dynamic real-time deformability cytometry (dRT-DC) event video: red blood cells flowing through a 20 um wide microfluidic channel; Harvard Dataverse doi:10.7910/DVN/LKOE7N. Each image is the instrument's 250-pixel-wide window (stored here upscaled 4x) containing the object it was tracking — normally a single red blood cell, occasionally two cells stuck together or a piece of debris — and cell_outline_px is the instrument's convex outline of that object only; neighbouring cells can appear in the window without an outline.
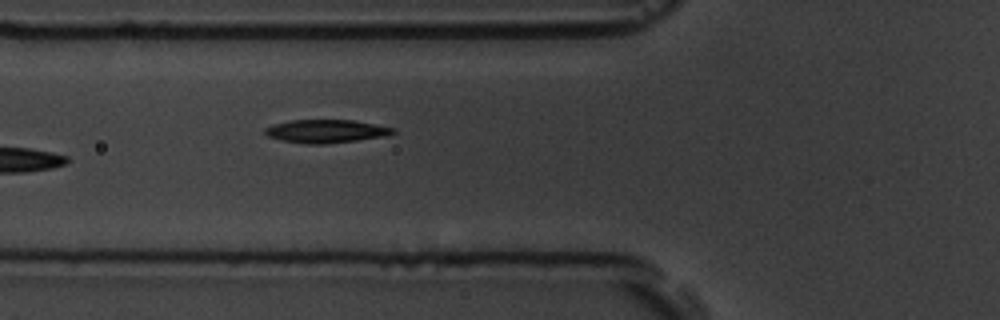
{"species": "common noctule bat (a hibernating species)", "species_latin": "Nyctalus noctula", "temperature_condition": "room temperature", "stored_images_in_passage": 7, "camera_frame_rate_fps": 3000, "um_per_image_px": 0.085, "animal": {"sex": "male", "body_mass_g": 19.5, "forearm_length_mm": 54.6}, "frame": {"image": 1, "passage_image": 7, "time_ms": 7.667, "image_size_px": [1000, 320], "cell_outline_px": [[396, 132], [384, 136], [356, 140], [324, 144], [304, 144], [284, 140], [268, 136], [264, 132], [264, 128], [272, 124], [292, 120], [352, 120], [396, 128]], "centroid_in_image_um": [27.7, 11.15], "position_along_channel_um": 98.1, "area_um2": 17.17}}